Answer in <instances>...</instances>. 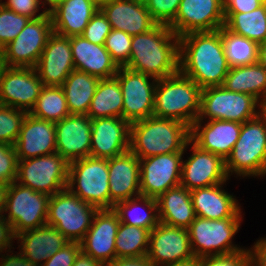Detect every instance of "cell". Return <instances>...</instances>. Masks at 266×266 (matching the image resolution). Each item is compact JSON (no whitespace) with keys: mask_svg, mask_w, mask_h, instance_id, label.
I'll return each instance as SVG.
<instances>
[{"mask_svg":"<svg viewBox=\"0 0 266 266\" xmlns=\"http://www.w3.org/2000/svg\"><path fill=\"white\" fill-rule=\"evenodd\" d=\"M224 25L223 0H181L169 27L181 37L190 32L219 30Z\"/></svg>","mask_w":266,"mask_h":266,"instance_id":"9a60e30c","label":"cell"},{"mask_svg":"<svg viewBox=\"0 0 266 266\" xmlns=\"http://www.w3.org/2000/svg\"><path fill=\"white\" fill-rule=\"evenodd\" d=\"M96 6H98L99 8L106 4L109 0H91Z\"/></svg>","mask_w":266,"mask_h":266,"instance_id":"6125c7cd","label":"cell"},{"mask_svg":"<svg viewBox=\"0 0 266 266\" xmlns=\"http://www.w3.org/2000/svg\"><path fill=\"white\" fill-rule=\"evenodd\" d=\"M135 201H136L135 199L131 200V198L128 200L119 201L114 205L113 210L118 214L121 223H125L131 226L146 228L149 231H151L159 223V217H157L155 214L154 215L150 213L148 215L135 214L136 216L134 215L135 217H133L132 219H128V216L126 217L127 212L132 210L131 209L132 207L135 208L136 206Z\"/></svg>","mask_w":266,"mask_h":266,"instance_id":"b9f144b4","label":"cell"},{"mask_svg":"<svg viewBox=\"0 0 266 266\" xmlns=\"http://www.w3.org/2000/svg\"><path fill=\"white\" fill-rule=\"evenodd\" d=\"M18 160L56 152L55 123L32 116L27 112L15 143Z\"/></svg>","mask_w":266,"mask_h":266,"instance_id":"cb8c5ba5","label":"cell"},{"mask_svg":"<svg viewBox=\"0 0 266 266\" xmlns=\"http://www.w3.org/2000/svg\"><path fill=\"white\" fill-rule=\"evenodd\" d=\"M46 1L49 2V4L52 6L51 9H53L57 4H59L63 0H46Z\"/></svg>","mask_w":266,"mask_h":266,"instance_id":"be15d7a7","label":"cell"},{"mask_svg":"<svg viewBox=\"0 0 266 266\" xmlns=\"http://www.w3.org/2000/svg\"><path fill=\"white\" fill-rule=\"evenodd\" d=\"M17 154L15 146L0 143V182L10 184L17 176Z\"/></svg>","mask_w":266,"mask_h":266,"instance_id":"f6af8a7d","label":"cell"},{"mask_svg":"<svg viewBox=\"0 0 266 266\" xmlns=\"http://www.w3.org/2000/svg\"><path fill=\"white\" fill-rule=\"evenodd\" d=\"M95 206L81 200L68 189L50 196L46 224L59 230L70 242L84 239L94 218Z\"/></svg>","mask_w":266,"mask_h":266,"instance_id":"8992f818","label":"cell"},{"mask_svg":"<svg viewBox=\"0 0 266 266\" xmlns=\"http://www.w3.org/2000/svg\"><path fill=\"white\" fill-rule=\"evenodd\" d=\"M99 9L112 29L131 36L146 33L157 25L141 0H109Z\"/></svg>","mask_w":266,"mask_h":266,"instance_id":"603a6c76","label":"cell"},{"mask_svg":"<svg viewBox=\"0 0 266 266\" xmlns=\"http://www.w3.org/2000/svg\"><path fill=\"white\" fill-rule=\"evenodd\" d=\"M49 199V195L18 186L15 181L9 184L6 211L10 212L7 222L15 235L46 225Z\"/></svg>","mask_w":266,"mask_h":266,"instance_id":"30bf717a","label":"cell"},{"mask_svg":"<svg viewBox=\"0 0 266 266\" xmlns=\"http://www.w3.org/2000/svg\"><path fill=\"white\" fill-rule=\"evenodd\" d=\"M149 234L150 231L146 228L120 222L115 239L116 258L147 255L148 249L143 246L149 242Z\"/></svg>","mask_w":266,"mask_h":266,"instance_id":"74e56055","label":"cell"},{"mask_svg":"<svg viewBox=\"0 0 266 266\" xmlns=\"http://www.w3.org/2000/svg\"><path fill=\"white\" fill-rule=\"evenodd\" d=\"M29 20L0 4V50L17 37Z\"/></svg>","mask_w":266,"mask_h":266,"instance_id":"ab89813d","label":"cell"},{"mask_svg":"<svg viewBox=\"0 0 266 266\" xmlns=\"http://www.w3.org/2000/svg\"><path fill=\"white\" fill-rule=\"evenodd\" d=\"M98 9L91 0H63L47 11L51 15L53 32L72 37L83 34Z\"/></svg>","mask_w":266,"mask_h":266,"instance_id":"83f0119b","label":"cell"},{"mask_svg":"<svg viewBox=\"0 0 266 266\" xmlns=\"http://www.w3.org/2000/svg\"><path fill=\"white\" fill-rule=\"evenodd\" d=\"M68 170L69 162L53 152L33 159L18 160L16 180L21 179L24 182H21L22 186L52 196L62 191L61 188H67Z\"/></svg>","mask_w":266,"mask_h":266,"instance_id":"9c48e42d","label":"cell"},{"mask_svg":"<svg viewBox=\"0 0 266 266\" xmlns=\"http://www.w3.org/2000/svg\"><path fill=\"white\" fill-rule=\"evenodd\" d=\"M75 178L77 192L72 189ZM67 189L99 210L113 209L109 194L108 159L88 156L70 162Z\"/></svg>","mask_w":266,"mask_h":266,"instance_id":"5b68a950","label":"cell"},{"mask_svg":"<svg viewBox=\"0 0 266 266\" xmlns=\"http://www.w3.org/2000/svg\"><path fill=\"white\" fill-rule=\"evenodd\" d=\"M181 0H144L147 10L157 24L169 26L176 17Z\"/></svg>","mask_w":266,"mask_h":266,"instance_id":"7bdbcfd3","label":"cell"},{"mask_svg":"<svg viewBox=\"0 0 266 266\" xmlns=\"http://www.w3.org/2000/svg\"><path fill=\"white\" fill-rule=\"evenodd\" d=\"M180 75L179 71L156 80L160 84L155 87L153 116L174 119L191 128L199 119L202 89L189 77Z\"/></svg>","mask_w":266,"mask_h":266,"instance_id":"277c9868","label":"cell"},{"mask_svg":"<svg viewBox=\"0 0 266 266\" xmlns=\"http://www.w3.org/2000/svg\"><path fill=\"white\" fill-rule=\"evenodd\" d=\"M149 242L151 246L147 256L155 266H158V263L174 264L194 256L189 231L185 228L159 222L150 231Z\"/></svg>","mask_w":266,"mask_h":266,"instance_id":"e0dca14e","label":"cell"},{"mask_svg":"<svg viewBox=\"0 0 266 266\" xmlns=\"http://www.w3.org/2000/svg\"><path fill=\"white\" fill-rule=\"evenodd\" d=\"M91 123V157L109 159L129 150L130 122L108 117L91 119Z\"/></svg>","mask_w":266,"mask_h":266,"instance_id":"d6986e66","label":"cell"},{"mask_svg":"<svg viewBox=\"0 0 266 266\" xmlns=\"http://www.w3.org/2000/svg\"><path fill=\"white\" fill-rule=\"evenodd\" d=\"M257 99L249 94L231 92L225 87L210 86L201 91L200 117L206 114L211 120H227L244 123L258 116L255 113Z\"/></svg>","mask_w":266,"mask_h":266,"instance_id":"7c38bea8","label":"cell"},{"mask_svg":"<svg viewBox=\"0 0 266 266\" xmlns=\"http://www.w3.org/2000/svg\"><path fill=\"white\" fill-rule=\"evenodd\" d=\"M39 0H8L6 4L2 3L6 8L14 11L17 14L26 16L30 19H36L43 17L48 11H44L38 16H35L37 12V7L39 5ZM35 16V17H33Z\"/></svg>","mask_w":266,"mask_h":266,"instance_id":"c3c4849f","label":"cell"},{"mask_svg":"<svg viewBox=\"0 0 266 266\" xmlns=\"http://www.w3.org/2000/svg\"><path fill=\"white\" fill-rule=\"evenodd\" d=\"M191 128L174 119L154 116L131 123L130 147L142 161L143 158L183 152L190 143Z\"/></svg>","mask_w":266,"mask_h":266,"instance_id":"3957f363","label":"cell"},{"mask_svg":"<svg viewBox=\"0 0 266 266\" xmlns=\"http://www.w3.org/2000/svg\"><path fill=\"white\" fill-rule=\"evenodd\" d=\"M159 222L188 229L196 215L191 200V192L179 185L168 189L158 199Z\"/></svg>","mask_w":266,"mask_h":266,"instance_id":"f546056e","label":"cell"},{"mask_svg":"<svg viewBox=\"0 0 266 266\" xmlns=\"http://www.w3.org/2000/svg\"><path fill=\"white\" fill-rule=\"evenodd\" d=\"M255 256L252 257V260H255L254 257L257 256L258 266H266V240H261L255 244Z\"/></svg>","mask_w":266,"mask_h":266,"instance_id":"11a10c76","label":"cell"},{"mask_svg":"<svg viewBox=\"0 0 266 266\" xmlns=\"http://www.w3.org/2000/svg\"><path fill=\"white\" fill-rule=\"evenodd\" d=\"M171 38L176 39L177 46L179 37L169 26L163 24H157L146 33L133 35L130 58L124 66L155 80L178 73L180 47L171 45Z\"/></svg>","mask_w":266,"mask_h":266,"instance_id":"7a4b0ae2","label":"cell"},{"mask_svg":"<svg viewBox=\"0 0 266 266\" xmlns=\"http://www.w3.org/2000/svg\"><path fill=\"white\" fill-rule=\"evenodd\" d=\"M224 18V26L231 32L258 44L266 40V2L250 12H224Z\"/></svg>","mask_w":266,"mask_h":266,"instance_id":"e575fe53","label":"cell"},{"mask_svg":"<svg viewBox=\"0 0 266 266\" xmlns=\"http://www.w3.org/2000/svg\"><path fill=\"white\" fill-rule=\"evenodd\" d=\"M141 164L140 159L130 150L108 159L109 194L113 205L130 199L136 189L140 196Z\"/></svg>","mask_w":266,"mask_h":266,"instance_id":"d4e9b609","label":"cell"},{"mask_svg":"<svg viewBox=\"0 0 266 266\" xmlns=\"http://www.w3.org/2000/svg\"><path fill=\"white\" fill-rule=\"evenodd\" d=\"M191 200L197 217L204 219L240 218L234 198L219 190V184L191 190Z\"/></svg>","mask_w":266,"mask_h":266,"instance_id":"f1b7e54d","label":"cell"},{"mask_svg":"<svg viewBox=\"0 0 266 266\" xmlns=\"http://www.w3.org/2000/svg\"><path fill=\"white\" fill-rule=\"evenodd\" d=\"M238 227L239 218L204 219L196 216L188 228L191 247L193 241L197 243V247H200L193 251L194 255L198 258L208 257L211 248H219L213 256L226 255L241 250L231 247L229 242Z\"/></svg>","mask_w":266,"mask_h":266,"instance_id":"4fadbf2b","label":"cell"},{"mask_svg":"<svg viewBox=\"0 0 266 266\" xmlns=\"http://www.w3.org/2000/svg\"><path fill=\"white\" fill-rule=\"evenodd\" d=\"M261 105H262V113H263V115L261 114V116H263L264 118L263 120H265V123H266V97L261 103Z\"/></svg>","mask_w":266,"mask_h":266,"instance_id":"94428289","label":"cell"},{"mask_svg":"<svg viewBox=\"0 0 266 266\" xmlns=\"http://www.w3.org/2000/svg\"><path fill=\"white\" fill-rule=\"evenodd\" d=\"M4 221L5 220L0 219V250L10 244L11 238H16L12 226L7 221L6 223Z\"/></svg>","mask_w":266,"mask_h":266,"instance_id":"816d5d0a","label":"cell"},{"mask_svg":"<svg viewBox=\"0 0 266 266\" xmlns=\"http://www.w3.org/2000/svg\"><path fill=\"white\" fill-rule=\"evenodd\" d=\"M35 71L32 67L6 66L0 77V104L33 108L44 86Z\"/></svg>","mask_w":266,"mask_h":266,"instance_id":"2e32d148","label":"cell"},{"mask_svg":"<svg viewBox=\"0 0 266 266\" xmlns=\"http://www.w3.org/2000/svg\"><path fill=\"white\" fill-rule=\"evenodd\" d=\"M193 150L191 158L181 165L180 185L191 191L223 183L227 177L225 161L195 144Z\"/></svg>","mask_w":266,"mask_h":266,"instance_id":"7402d4cb","label":"cell"},{"mask_svg":"<svg viewBox=\"0 0 266 266\" xmlns=\"http://www.w3.org/2000/svg\"><path fill=\"white\" fill-rule=\"evenodd\" d=\"M111 30V25L106 16L98 9L85 27L82 36L94 44L104 45Z\"/></svg>","mask_w":266,"mask_h":266,"instance_id":"ee69618b","label":"cell"},{"mask_svg":"<svg viewBox=\"0 0 266 266\" xmlns=\"http://www.w3.org/2000/svg\"><path fill=\"white\" fill-rule=\"evenodd\" d=\"M73 266H101V263L81 250L76 257Z\"/></svg>","mask_w":266,"mask_h":266,"instance_id":"f5cc1de1","label":"cell"},{"mask_svg":"<svg viewBox=\"0 0 266 266\" xmlns=\"http://www.w3.org/2000/svg\"><path fill=\"white\" fill-rule=\"evenodd\" d=\"M259 116L242 123L239 138L225 161L227 176L230 169L244 175L266 173V123L262 124Z\"/></svg>","mask_w":266,"mask_h":266,"instance_id":"52a82bcc","label":"cell"},{"mask_svg":"<svg viewBox=\"0 0 266 266\" xmlns=\"http://www.w3.org/2000/svg\"><path fill=\"white\" fill-rule=\"evenodd\" d=\"M1 266H37L35 263L27 259L25 256H11L6 259Z\"/></svg>","mask_w":266,"mask_h":266,"instance_id":"db71d44e","label":"cell"},{"mask_svg":"<svg viewBox=\"0 0 266 266\" xmlns=\"http://www.w3.org/2000/svg\"><path fill=\"white\" fill-rule=\"evenodd\" d=\"M114 77L123 96L122 118L132 123L153 116L155 87L150 86L149 75L122 66Z\"/></svg>","mask_w":266,"mask_h":266,"instance_id":"5bb4252c","label":"cell"},{"mask_svg":"<svg viewBox=\"0 0 266 266\" xmlns=\"http://www.w3.org/2000/svg\"><path fill=\"white\" fill-rule=\"evenodd\" d=\"M28 113L47 121L58 122L70 115L61 86H43L33 110Z\"/></svg>","mask_w":266,"mask_h":266,"instance_id":"8d00e7d4","label":"cell"},{"mask_svg":"<svg viewBox=\"0 0 266 266\" xmlns=\"http://www.w3.org/2000/svg\"><path fill=\"white\" fill-rule=\"evenodd\" d=\"M181 67L179 71L201 89L221 86L229 71L221 38V28L215 31L190 32L179 37ZM182 54L186 55L182 62Z\"/></svg>","mask_w":266,"mask_h":266,"instance_id":"6da1fadb","label":"cell"},{"mask_svg":"<svg viewBox=\"0 0 266 266\" xmlns=\"http://www.w3.org/2000/svg\"><path fill=\"white\" fill-rule=\"evenodd\" d=\"M252 254L239 250L226 255L203 257L199 266H251L253 264Z\"/></svg>","mask_w":266,"mask_h":266,"instance_id":"bcb514c9","label":"cell"},{"mask_svg":"<svg viewBox=\"0 0 266 266\" xmlns=\"http://www.w3.org/2000/svg\"><path fill=\"white\" fill-rule=\"evenodd\" d=\"M91 128L88 115L70 114L55 122L56 152L69 163L90 156Z\"/></svg>","mask_w":266,"mask_h":266,"instance_id":"ac0fdd59","label":"cell"},{"mask_svg":"<svg viewBox=\"0 0 266 266\" xmlns=\"http://www.w3.org/2000/svg\"><path fill=\"white\" fill-rule=\"evenodd\" d=\"M99 78L74 69L61 86L70 114L87 115Z\"/></svg>","mask_w":266,"mask_h":266,"instance_id":"1f68e13d","label":"cell"},{"mask_svg":"<svg viewBox=\"0 0 266 266\" xmlns=\"http://www.w3.org/2000/svg\"><path fill=\"white\" fill-rule=\"evenodd\" d=\"M200 262L201 258H198L197 256L194 255L191 258L181 260L179 262L167 266H199Z\"/></svg>","mask_w":266,"mask_h":266,"instance_id":"6f0895ef","label":"cell"},{"mask_svg":"<svg viewBox=\"0 0 266 266\" xmlns=\"http://www.w3.org/2000/svg\"><path fill=\"white\" fill-rule=\"evenodd\" d=\"M6 68L5 60L3 58L2 50H0V77L2 76L3 70Z\"/></svg>","mask_w":266,"mask_h":266,"instance_id":"91938a15","label":"cell"},{"mask_svg":"<svg viewBox=\"0 0 266 266\" xmlns=\"http://www.w3.org/2000/svg\"><path fill=\"white\" fill-rule=\"evenodd\" d=\"M199 120L191 126L190 140L200 149L220 156L224 161L230 156L239 138L242 124L227 120H210L200 133Z\"/></svg>","mask_w":266,"mask_h":266,"instance_id":"484cf974","label":"cell"},{"mask_svg":"<svg viewBox=\"0 0 266 266\" xmlns=\"http://www.w3.org/2000/svg\"><path fill=\"white\" fill-rule=\"evenodd\" d=\"M22 111L17 112L13 107L0 104V143L15 145L28 112L24 109Z\"/></svg>","mask_w":266,"mask_h":266,"instance_id":"f35d334b","label":"cell"},{"mask_svg":"<svg viewBox=\"0 0 266 266\" xmlns=\"http://www.w3.org/2000/svg\"><path fill=\"white\" fill-rule=\"evenodd\" d=\"M182 154L178 152L143 158L145 162L140 168V196L137 199L142 200L150 211L158 208L157 199L164 192L180 185Z\"/></svg>","mask_w":266,"mask_h":266,"instance_id":"ba28073f","label":"cell"},{"mask_svg":"<svg viewBox=\"0 0 266 266\" xmlns=\"http://www.w3.org/2000/svg\"><path fill=\"white\" fill-rule=\"evenodd\" d=\"M257 62L266 69V40L259 44Z\"/></svg>","mask_w":266,"mask_h":266,"instance_id":"680465c9","label":"cell"},{"mask_svg":"<svg viewBox=\"0 0 266 266\" xmlns=\"http://www.w3.org/2000/svg\"><path fill=\"white\" fill-rule=\"evenodd\" d=\"M16 237L23 241V250L27 259L38 265L39 260H45L58 252L70 241L55 227L44 225L36 229H31Z\"/></svg>","mask_w":266,"mask_h":266,"instance_id":"4dcf8cb0","label":"cell"},{"mask_svg":"<svg viewBox=\"0 0 266 266\" xmlns=\"http://www.w3.org/2000/svg\"><path fill=\"white\" fill-rule=\"evenodd\" d=\"M231 92H240L254 96L258 99L260 92L266 97V69L258 62L231 67L222 85Z\"/></svg>","mask_w":266,"mask_h":266,"instance_id":"836d02e7","label":"cell"},{"mask_svg":"<svg viewBox=\"0 0 266 266\" xmlns=\"http://www.w3.org/2000/svg\"><path fill=\"white\" fill-rule=\"evenodd\" d=\"M73 63L76 70L99 79L114 77L119 69L104 45L94 44L82 35L70 37Z\"/></svg>","mask_w":266,"mask_h":266,"instance_id":"4316f807","label":"cell"},{"mask_svg":"<svg viewBox=\"0 0 266 266\" xmlns=\"http://www.w3.org/2000/svg\"><path fill=\"white\" fill-rule=\"evenodd\" d=\"M52 33L49 12L43 17L30 19L17 37L2 48L5 65L35 68Z\"/></svg>","mask_w":266,"mask_h":266,"instance_id":"8fae6325","label":"cell"},{"mask_svg":"<svg viewBox=\"0 0 266 266\" xmlns=\"http://www.w3.org/2000/svg\"><path fill=\"white\" fill-rule=\"evenodd\" d=\"M9 184L0 182V213L6 210Z\"/></svg>","mask_w":266,"mask_h":266,"instance_id":"9f6ffc18","label":"cell"},{"mask_svg":"<svg viewBox=\"0 0 266 266\" xmlns=\"http://www.w3.org/2000/svg\"><path fill=\"white\" fill-rule=\"evenodd\" d=\"M122 111L123 96L119 81L115 77L100 79L87 115L90 119L122 118Z\"/></svg>","mask_w":266,"mask_h":266,"instance_id":"d6a6232c","label":"cell"},{"mask_svg":"<svg viewBox=\"0 0 266 266\" xmlns=\"http://www.w3.org/2000/svg\"><path fill=\"white\" fill-rule=\"evenodd\" d=\"M107 263V264H106ZM101 263V266H155L147 255L139 257L115 258L109 262Z\"/></svg>","mask_w":266,"mask_h":266,"instance_id":"f907efd6","label":"cell"},{"mask_svg":"<svg viewBox=\"0 0 266 266\" xmlns=\"http://www.w3.org/2000/svg\"><path fill=\"white\" fill-rule=\"evenodd\" d=\"M221 38L230 68L251 65L258 61L259 44L255 41L237 35L225 26L221 27Z\"/></svg>","mask_w":266,"mask_h":266,"instance_id":"d590c367","label":"cell"},{"mask_svg":"<svg viewBox=\"0 0 266 266\" xmlns=\"http://www.w3.org/2000/svg\"><path fill=\"white\" fill-rule=\"evenodd\" d=\"M81 251L79 242H69L45 261L43 266H73L78 253Z\"/></svg>","mask_w":266,"mask_h":266,"instance_id":"7dc6e473","label":"cell"},{"mask_svg":"<svg viewBox=\"0 0 266 266\" xmlns=\"http://www.w3.org/2000/svg\"><path fill=\"white\" fill-rule=\"evenodd\" d=\"M44 86H62L75 69L70 37L53 32L35 67Z\"/></svg>","mask_w":266,"mask_h":266,"instance_id":"ffe728a7","label":"cell"},{"mask_svg":"<svg viewBox=\"0 0 266 266\" xmlns=\"http://www.w3.org/2000/svg\"><path fill=\"white\" fill-rule=\"evenodd\" d=\"M266 0H223L224 12L245 13L262 6Z\"/></svg>","mask_w":266,"mask_h":266,"instance_id":"681fc988","label":"cell"},{"mask_svg":"<svg viewBox=\"0 0 266 266\" xmlns=\"http://www.w3.org/2000/svg\"><path fill=\"white\" fill-rule=\"evenodd\" d=\"M132 36L112 29L105 40V48L119 67L124 66L130 58Z\"/></svg>","mask_w":266,"mask_h":266,"instance_id":"60d3db41","label":"cell"},{"mask_svg":"<svg viewBox=\"0 0 266 266\" xmlns=\"http://www.w3.org/2000/svg\"><path fill=\"white\" fill-rule=\"evenodd\" d=\"M84 239L81 241V250L98 260L106 263L116 258L115 239L120 225L118 214L113 209L98 210ZM85 242V243H84Z\"/></svg>","mask_w":266,"mask_h":266,"instance_id":"44dd1931","label":"cell"}]
</instances>
